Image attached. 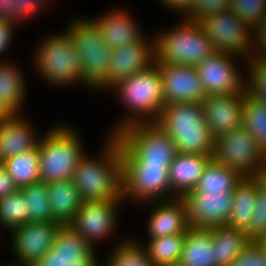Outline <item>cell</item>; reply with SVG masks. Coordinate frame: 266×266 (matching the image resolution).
<instances>
[{"label": "cell", "instance_id": "cell-1", "mask_svg": "<svg viewBox=\"0 0 266 266\" xmlns=\"http://www.w3.org/2000/svg\"><path fill=\"white\" fill-rule=\"evenodd\" d=\"M104 140L100 154L92 157L86 153L73 174L83 202L124 200L119 141L114 135Z\"/></svg>", "mask_w": 266, "mask_h": 266}, {"label": "cell", "instance_id": "cell-2", "mask_svg": "<svg viewBox=\"0 0 266 266\" xmlns=\"http://www.w3.org/2000/svg\"><path fill=\"white\" fill-rule=\"evenodd\" d=\"M110 91L118 96L127 113L125 111V117L116 121L108 135H115L131 124L155 122L165 106L161 74L156 62L121 81Z\"/></svg>", "mask_w": 266, "mask_h": 266}, {"label": "cell", "instance_id": "cell-3", "mask_svg": "<svg viewBox=\"0 0 266 266\" xmlns=\"http://www.w3.org/2000/svg\"><path fill=\"white\" fill-rule=\"evenodd\" d=\"M174 142L178 153L214 154V138L204 121L201 102L165 105L154 122Z\"/></svg>", "mask_w": 266, "mask_h": 266}, {"label": "cell", "instance_id": "cell-4", "mask_svg": "<svg viewBox=\"0 0 266 266\" xmlns=\"http://www.w3.org/2000/svg\"><path fill=\"white\" fill-rule=\"evenodd\" d=\"M82 138L70 124L49 128L39 143L40 182L52 183L73 178L80 160L86 155Z\"/></svg>", "mask_w": 266, "mask_h": 266}, {"label": "cell", "instance_id": "cell-5", "mask_svg": "<svg viewBox=\"0 0 266 266\" xmlns=\"http://www.w3.org/2000/svg\"><path fill=\"white\" fill-rule=\"evenodd\" d=\"M176 24L153 35L155 62L197 66L216 53L214 45L198 22L181 18Z\"/></svg>", "mask_w": 266, "mask_h": 266}, {"label": "cell", "instance_id": "cell-6", "mask_svg": "<svg viewBox=\"0 0 266 266\" xmlns=\"http://www.w3.org/2000/svg\"><path fill=\"white\" fill-rule=\"evenodd\" d=\"M47 36L40 40L32 58L38 76L50 86L62 88L80 84L84 87L80 60L68 32Z\"/></svg>", "mask_w": 266, "mask_h": 266}, {"label": "cell", "instance_id": "cell-7", "mask_svg": "<svg viewBox=\"0 0 266 266\" xmlns=\"http://www.w3.org/2000/svg\"><path fill=\"white\" fill-rule=\"evenodd\" d=\"M65 29L73 43L82 67L84 87L106 91V74L112 49L101 37L99 28L90 17L71 20Z\"/></svg>", "mask_w": 266, "mask_h": 266}, {"label": "cell", "instance_id": "cell-8", "mask_svg": "<svg viewBox=\"0 0 266 266\" xmlns=\"http://www.w3.org/2000/svg\"><path fill=\"white\" fill-rule=\"evenodd\" d=\"M114 136L122 164L170 166L178 154L173 140L154 122L128 125Z\"/></svg>", "mask_w": 266, "mask_h": 266}, {"label": "cell", "instance_id": "cell-9", "mask_svg": "<svg viewBox=\"0 0 266 266\" xmlns=\"http://www.w3.org/2000/svg\"><path fill=\"white\" fill-rule=\"evenodd\" d=\"M212 158L243 177L263 176L266 171V152L243 127L218 136Z\"/></svg>", "mask_w": 266, "mask_h": 266}, {"label": "cell", "instance_id": "cell-10", "mask_svg": "<svg viewBox=\"0 0 266 266\" xmlns=\"http://www.w3.org/2000/svg\"><path fill=\"white\" fill-rule=\"evenodd\" d=\"M198 23L216 52L240 56L244 64L252 58L253 29L231 9L208 15Z\"/></svg>", "mask_w": 266, "mask_h": 266}, {"label": "cell", "instance_id": "cell-11", "mask_svg": "<svg viewBox=\"0 0 266 266\" xmlns=\"http://www.w3.org/2000/svg\"><path fill=\"white\" fill-rule=\"evenodd\" d=\"M123 199L140 204L178 198L169 183V166L122 164Z\"/></svg>", "mask_w": 266, "mask_h": 266}, {"label": "cell", "instance_id": "cell-12", "mask_svg": "<svg viewBox=\"0 0 266 266\" xmlns=\"http://www.w3.org/2000/svg\"><path fill=\"white\" fill-rule=\"evenodd\" d=\"M126 200H101L83 202L69 224L94 249L98 241H107L118 226L120 205Z\"/></svg>", "mask_w": 266, "mask_h": 266}, {"label": "cell", "instance_id": "cell-13", "mask_svg": "<svg viewBox=\"0 0 266 266\" xmlns=\"http://www.w3.org/2000/svg\"><path fill=\"white\" fill-rule=\"evenodd\" d=\"M239 57L216 52L196 66L206 95L245 94L247 75L237 68L235 60Z\"/></svg>", "mask_w": 266, "mask_h": 266}, {"label": "cell", "instance_id": "cell-14", "mask_svg": "<svg viewBox=\"0 0 266 266\" xmlns=\"http://www.w3.org/2000/svg\"><path fill=\"white\" fill-rule=\"evenodd\" d=\"M60 226L57 222H28L9 231L14 264L33 266L52 248Z\"/></svg>", "mask_w": 266, "mask_h": 266}, {"label": "cell", "instance_id": "cell-15", "mask_svg": "<svg viewBox=\"0 0 266 266\" xmlns=\"http://www.w3.org/2000/svg\"><path fill=\"white\" fill-rule=\"evenodd\" d=\"M181 199L191 228L210 229L226 225L232 210L233 192H194Z\"/></svg>", "mask_w": 266, "mask_h": 266}, {"label": "cell", "instance_id": "cell-16", "mask_svg": "<svg viewBox=\"0 0 266 266\" xmlns=\"http://www.w3.org/2000/svg\"><path fill=\"white\" fill-rule=\"evenodd\" d=\"M95 250L69 225L58 229L52 248L33 266H101Z\"/></svg>", "mask_w": 266, "mask_h": 266}, {"label": "cell", "instance_id": "cell-17", "mask_svg": "<svg viewBox=\"0 0 266 266\" xmlns=\"http://www.w3.org/2000/svg\"><path fill=\"white\" fill-rule=\"evenodd\" d=\"M155 63V37L112 50L106 74V91Z\"/></svg>", "mask_w": 266, "mask_h": 266}, {"label": "cell", "instance_id": "cell-18", "mask_svg": "<svg viewBox=\"0 0 266 266\" xmlns=\"http://www.w3.org/2000/svg\"><path fill=\"white\" fill-rule=\"evenodd\" d=\"M156 63L161 74L165 105L201 102L205 98L206 93L196 66Z\"/></svg>", "mask_w": 266, "mask_h": 266}, {"label": "cell", "instance_id": "cell-19", "mask_svg": "<svg viewBox=\"0 0 266 266\" xmlns=\"http://www.w3.org/2000/svg\"><path fill=\"white\" fill-rule=\"evenodd\" d=\"M245 94H211L201 101L204 121L214 139L242 127Z\"/></svg>", "mask_w": 266, "mask_h": 266}, {"label": "cell", "instance_id": "cell-20", "mask_svg": "<svg viewBox=\"0 0 266 266\" xmlns=\"http://www.w3.org/2000/svg\"><path fill=\"white\" fill-rule=\"evenodd\" d=\"M147 203L151 206L147 218V240L172 234H186L190 226L187 223L186 206L181 198Z\"/></svg>", "mask_w": 266, "mask_h": 266}, {"label": "cell", "instance_id": "cell-21", "mask_svg": "<svg viewBox=\"0 0 266 266\" xmlns=\"http://www.w3.org/2000/svg\"><path fill=\"white\" fill-rule=\"evenodd\" d=\"M105 43L113 50L126 44L144 41L148 36L139 29L140 25L126 8L105 11V14L92 18ZM136 21V23H135ZM139 25V26H138Z\"/></svg>", "mask_w": 266, "mask_h": 266}, {"label": "cell", "instance_id": "cell-22", "mask_svg": "<svg viewBox=\"0 0 266 266\" xmlns=\"http://www.w3.org/2000/svg\"><path fill=\"white\" fill-rule=\"evenodd\" d=\"M35 131L25 115H9L1 120L0 163L22 152L38 148L43 135L39 136Z\"/></svg>", "mask_w": 266, "mask_h": 266}, {"label": "cell", "instance_id": "cell-23", "mask_svg": "<svg viewBox=\"0 0 266 266\" xmlns=\"http://www.w3.org/2000/svg\"><path fill=\"white\" fill-rule=\"evenodd\" d=\"M212 157L213 155L178 153L169 166L171 191L178 198L192 191Z\"/></svg>", "mask_w": 266, "mask_h": 266}, {"label": "cell", "instance_id": "cell-24", "mask_svg": "<svg viewBox=\"0 0 266 266\" xmlns=\"http://www.w3.org/2000/svg\"><path fill=\"white\" fill-rule=\"evenodd\" d=\"M15 65L0 60V106L8 115L23 114L28 91L25 74Z\"/></svg>", "mask_w": 266, "mask_h": 266}, {"label": "cell", "instance_id": "cell-25", "mask_svg": "<svg viewBox=\"0 0 266 266\" xmlns=\"http://www.w3.org/2000/svg\"><path fill=\"white\" fill-rule=\"evenodd\" d=\"M47 185L52 219L61 225H69L83 203L73 180L57 181Z\"/></svg>", "mask_w": 266, "mask_h": 266}, {"label": "cell", "instance_id": "cell-26", "mask_svg": "<svg viewBox=\"0 0 266 266\" xmlns=\"http://www.w3.org/2000/svg\"><path fill=\"white\" fill-rule=\"evenodd\" d=\"M178 266H218L213 248L212 230L189 228L185 234Z\"/></svg>", "mask_w": 266, "mask_h": 266}, {"label": "cell", "instance_id": "cell-27", "mask_svg": "<svg viewBox=\"0 0 266 266\" xmlns=\"http://www.w3.org/2000/svg\"><path fill=\"white\" fill-rule=\"evenodd\" d=\"M257 177H243L233 191V205L226 226L246 230L255 209Z\"/></svg>", "mask_w": 266, "mask_h": 266}, {"label": "cell", "instance_id": "cell-28", "mask_svg": "<svg viewBox=\"0 0 266 266\" xmlns=\"http://www.w3.org/2000/svg\"><path fill=\"white\" fill-rule=\"evenodd\" d=\"M210 229L218 266H231L242 249L251 241L242 229H234L226 225Z\"/></svg>", "mask_w": 266, "mask_h": 266}, {"label": "cell", "instance_id": "cell-29", "mask_svg": "<svg viewBox=\"0 0 266 266\" xmlns=\"http://www.w3.org/2000/svg\"><path fill=\"white\" fill-rule=\"evenodd\" d=\"M243 179L236 170L219 164L213 158L205 166L194 192H233Z\"/></svg>", "mask_w": 266, "mask_h": 266}, {"label": "cell", "instance_id": "cell-30", "mask_svg": "<svg viewBox=\"0 0 266 266\" xmlns=\"http://www.w3.org/2000/svg\"><path fill=\"white\" fill-rule=\"evenodd\" d=\"M1 164L18 189L40 182L39 147L7 158Z\"/></svg>", "mask_w": 266, "mask_h": 266}, {"label": "cell", "instance_id": "cell-31", "mask_svg": "<svg viewBox=\"0 0 266 266\" xmlns=\"http://www.w3.org/2000/svg\"><path fill=\"white\" fill-rule=\"evenodd\" d=\"M184 241L185 234H172L149 239L143 246L154 266H178Z\"/></svg>", "mask_w": 266, "mask_h": 266}, {"label": "cell", "instance_id": "cell-32", "mask_svg": "<svg viewBox=\"0 0 266 266\" xmlns=\"http://www.w3.org/2000/svg\"><path fill=\"white\" fill-rule=\"evenodd\" d=\"M139 239L124 238L113 245L101 266H154Z\"/></svg>", "mask_w": 266, "mask_h": 266}, {"label": "cell", "instance_id": "cell-33", "mask_svg": "<svg viewBox=\"0 0 266 266\" xmlns=\"http://www.w3.org/2000/svg\"><path fill=\"white\" fill-rule=\"evenodd\" d=\"M242 127L266 152V102L245 92Z\"/></svg>", "mask_w": 266, "mask_h": 266}, {"label": "cell", "instance_id": "cell-34", "mask_svg": "<svg viewBox=\"0 0 266 266\" xmlns=\"http://www.w3.org/2000/svg\"><path fill=\"white\" fill-rule=\"evenodd\" d=\"M19 190L27 201L29 222H55L52 219L47 183L38 182Z\"/></svg>", "mask_w": 266, "mask_h": 266}, {"label": "cell", "instance_id": "cell-35", "mask_svg": "<svg viewBox=\"0 0 266 266\" xmlns=\"http://www.w3.org/2000/svg\"><path fill=\"white\" fill-rule=\"evenodd\" d=\"M29 222L27 201L23 193L18 189L16 192L5 196L0 200V226L1 229H12ZM0 229V232H1Z\"/></svg>", "mask_w": 266, "mask_h": 266}, {"label": "cell", "instance_id": "cell-36", "mask_svg": "<svg viewBox=\"0 0 266 266\" xmlns=\"http://www.w3.org/2000/svg\"><path fill=\"white\" fill-rule=\"evenodd\" d=\"M245 233L251 240L266 234V178L257 177L256 204Z\"/></svg>", "mask_w": 266, "mask_h": 266}, {"label": "cell", "instance_id": "cell-37", "mask_svg": "<svg viewBox=\"0 0 266 266\" xmlns=\"http://www.w3.org/2000/svg\"><path fill=\"white\" fill-rule=\"evenodd\" d=\"M247 92L258 100L266 102V60L251 58L245 68Z\"/></svg>", "mask_w": 266, "mask_h": 266}, {"label": "cell", "instance_id": "cell-38", "mask_svg": "<svg viewBox=\"0 0 266 266\" xmlns=\"http://www.w3.org/2000/svg\"><path fill=\"white\" fill-rule=\"evenodd\" d=\"M230 9L252 29L266 18V0H231Z\"/></svg>", "mask_w": 266, "mask_h": 266}, {"label": "cell", "instance_id": "cell-39", "mask_svg": "<svg viewBox=\"0 0 266 266\" xmlns=\"http://www.w3.org/2000/svg\"><path fill=\"white\" fill-rule=\"evenodd\" d=\"M231 0H192L182 19L198 22L202 18L230 9Z\"/></svg>", "mask_w": 266, "mask_h": 266}, {"label": "cell", "instance_id": "cell-40", "mask_svg": "<svg viewBox=\"0 0 266 266\" xmlns=\"http://www.w3.org/2000/svg\"><path fill=\"white\" fill-rule=\"evenodd\" d=\"M50 0H12V9L14 10V23L25 22L34 15H38V11L48 6ZM48 3V4H47ZM46 5V6H45Z\"/></svg>", "mask_w": 266, "mask_h": 266}, {"label": "cell", "instance_id": "cell-41", "mask_svg": "<svg viewBox=\"0 0 266 266\" xmlns=\"http://www.w3.org/2000/svg\"><path fill=\"white\" fill-rule=\"evenodd\" d=\"M231 266H266V260L258 244L251 240L235 258Z\"/></svg>", "mask_w": 266, "mask_h": 266}, {"label": "cell", "instance_id": "cell-42", "mask_svg": "<svg viewBox=\"0 0 266 266\" xmlns=\"http://www.w3.org/2000/svg\"><path fill=\"white\" fill-rule=\"evenodd\" d=\"M252 58L266 60V18L253 29Z\"/></svg>", "mask_w": 266, "mask_h": 266}, {"label": "cell", "instance_id": "cell-43", "mask_svg": "<svg viewBox=\"0 0 266 266\" xmlns=\"http://www.w3.org/2000/svg\"><path fill=\"white\" fill-rule=\"evenodd\" d=\"M17 24L14 22L0 21V57L9 49L12 45L13 36Z\"/></svg>", "mask_w": 266, "mask_h": 266}, {"label": "cell", "instance_id": "cell-44", "mask_svg": "<svg viewBox=\"0 0 266 266\" xmlns=\"http://www.w3.org/2000/svg\"><path fill=\"white\" fill-rule=\"evenodd\" d=\"M18 190L14 180L0 163V200Z\"/></svg>", "mask_w": 266, "mask_h": 266}, {"label": "cell", "instance_id": "cell-45", "mask_svg": "<svg viewBox=\"0 0 266 266\" xmlns=\"http://www.w3.org/2000/svg\"><path fill=\"white\" fill-rule=\"evenodd\" d=\"M168 10H173L175 13H179L182 17L187 13V10L192 0H158Z\"/></svg>", "mask_w": 266, "mask_h": 266}, {"label": "cell", "instance_id": "cell-46", "mask_svg": "<svg viewBox=\"0 0 266 266\" xmlns=\"http://www.w3.org/2000/svg\"><path fill=\"white\" fill-rule=\"evenodd\" d=\"M0 21L14 22L12 0H0Z\"/></svg>", "mask_w": 266, "mask_h": 266}, {"label": "cell", "instance_id": "cell-47", "mask_svg": "<svg viewBox=\"0 0 266 266\" xmlns=\"http://www.w3.org/2000/svg\"><path fill=\"white\" fill-rule=\"evenodd\" d=\"M261 249V252L264 254V258L266 260V234L260 236L254 240Z\"/></svg>", "mask_w": 266, "mask_h": 266}, {"label": "cell", "instance_id": "cell-48", "mask_svg": "<svg viewBox=\"0 0 266 266\" xmlns=\"http://www.w3.org/2000/svg\"><path fill=\"white\" fill-rule=\"evenodd\" d=\"M9 115L0 106V121L6 119Z\"/></svg>", "mask_w": 266, "mask_h": 266}, {"label": "cell", "instance_id": "cell-49", "mask_svg": "<svg viewBox=\"0 0 266 266\" xmlns=\"http://www.w3.org/2000/svg\"><path fill=\"white\" fill-rule=\"evenodd\" d=\"M12 263H10V265L8 264V265H6V266H20V265H18V264H13V265H11ZM4 266H5V264H4Z\"/></svg>", "mask_w": 266, "mask_h": 266}]
</instances>
